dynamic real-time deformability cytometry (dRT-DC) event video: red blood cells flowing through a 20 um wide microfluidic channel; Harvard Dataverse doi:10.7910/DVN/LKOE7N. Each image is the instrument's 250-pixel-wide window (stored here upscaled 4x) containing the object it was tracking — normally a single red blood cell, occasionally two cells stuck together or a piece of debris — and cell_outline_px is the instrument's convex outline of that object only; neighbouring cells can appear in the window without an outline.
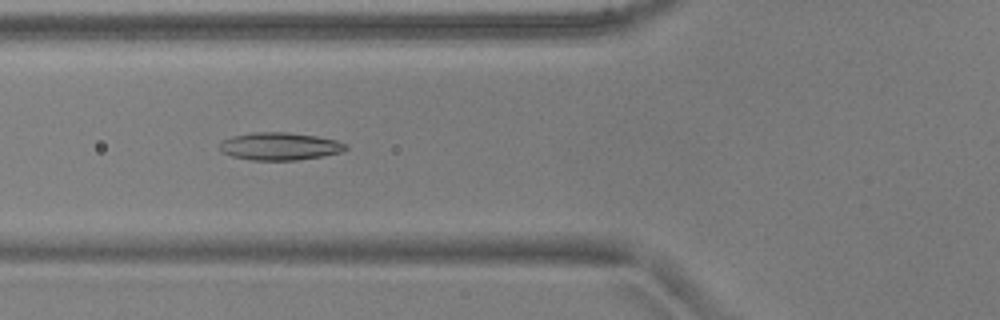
{"species": "common noctule bat (a hibernating species)", "species_latin": "Nyctalus noctula", "temperature_condition": "warm", "stored_images_in_passage": 39, "camera_frame_rate_fps": 3000, "um_per_image_px": 0.085, "animal": {"sex": "male", "body_mass_g": 17.9, "forearm_length_mm": 54.2}, "frame": {"image": 1, "passage_image": 9, "time_ms": 2.667, "image_size_px": [1000, 320], "cell_outline_px": [[348, 148], [340, 152], [324, 156], [296, 160], [252, 160], [232, 156], [220, 152], [220, 144], [224, 140], [232, 136], [252, 132], [288, 132], [316, 136], [336, 140], [348, 144]], "centroid_in_image_um": [23.79, 12.43], "position_along_channel_um": 102.0, "area_um2": 20.35}}
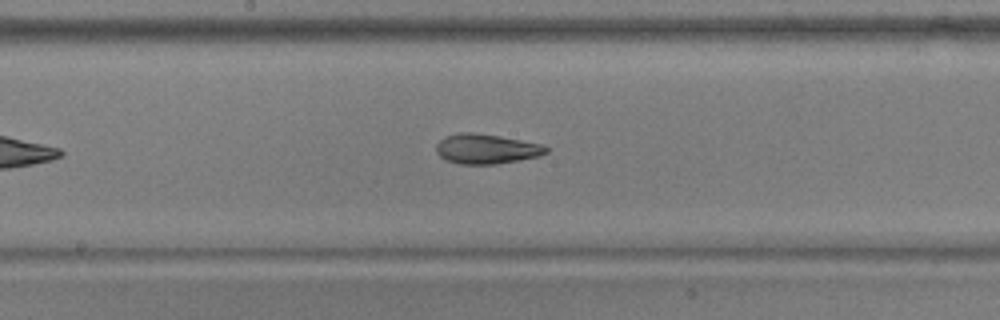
{"frame": {"image": 2, "passage_image": 17, "time_ms": 5.333, "image_size_px": [1000, 320], "cell_outline_px": [[548, 152], [540, 156], [520, 160], [496, 164], [460, 164], [448, 160], [440, 156], [436, 152], [436, 144], [444, 136], [460, 132], [472, 132], [500, 136], [540, 144], [548, 148]], "centroid_in_image_um": [41.32, 12.65], "position_along_channel_um": 206.9, "area_um2": 19.07}}
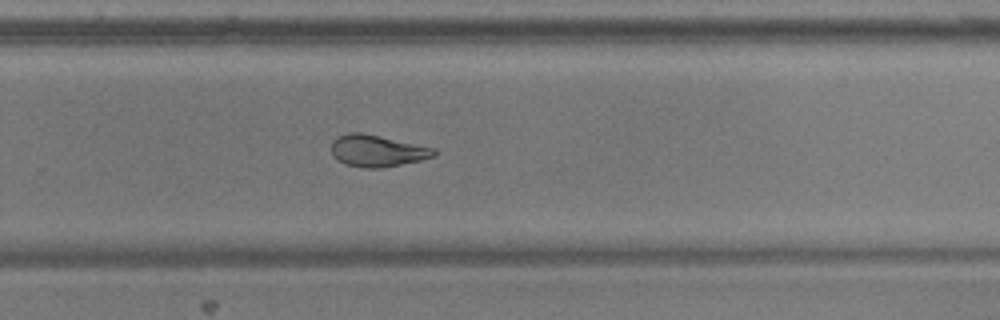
{"frame": {"image": 3, "passage_image": 24, "time_ms": 7.667, "image_size_px": [1000, 320], "cell_outline_px": [[436, 156], [420, 160], [380, 168], [364, 168], [344, 164], [332, 156], [332, 140], [336, 136], [348, 132], [360, 132], [380, 136], [436, 148]], "centroid_in_image_um": [32.03, 12.81], "position_along_channel_um": 297.8, "area_um2": 19.07}, "authors_computed_cell_mechanics": {"area_um2": 19.8832, "velocity_mm_per_s": 3.9115, "shape_relaxation_time_tau1_ms": null, "shape_relaxation_time_tau2_ms": 2.7011, "deformation_change_tau1": null, "deformation_change_tau2": 0.1003}}